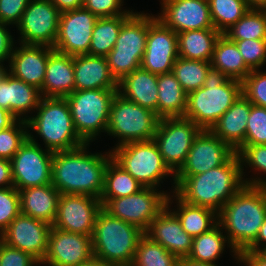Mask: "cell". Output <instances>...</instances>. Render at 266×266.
Listing matches in <instances>:
<instances>
[{"label":"cell","mask_w":266,"mask_h":266,"mask_svg":"<svg viewBox=\"0 0 266 266\" xmlns=\"http://www.w3.org/2000/svg\"><path fill=\"white\" fill-rule=\"evenodd\" d=\"M89 145L53 152L51 184L61 194H84L100 199L112 153H90Z\"/></svg>","instance_id":"1"},{"label":"cell","mask_w":266,"mask_h":266,"mask_svg":"<svg viewBox=\"0 0 266 266\" xmlns=\"http://www.w3.org/2000/svg\"><path fill=\"white\" fill-rule=\"evenodd\" d=\"M235 153L224 165L193 176H175V193L185 202L217 213L244 186Z\"/></svg>","instance_id":"2"},{"label":"cell","mask_w":266,"mask_h":266,"mask_svg":"<svg viewBox=\"0 0 266 266\" xmlns=\"http://www.w3.org/2000/svg\"><path fill=\"white\" fill-rule=\"evenodd\" d=\"M266 218V187L244 185L218 212V224L240 254L257 238Z\"/></svg>","instance_id":"3"},{"label":"cell","mask_w":266,"mask_h":266,"mask_svg":"<svg viewBox=\"0 0 266 266\" xmlns=\"http://www.w3.org/2000/svg\"><path fill=\"white\" fill-rule=\"evenodd\" d=\"M242 95V84L210 68L204 86L188 93L184 117L201 130H210L217 120Z\"/></svg>","instance_id":"4"},{"label":"cell","mask_w":266,"mask_h":266,"mask_svg":"<svg viewBox=\"0 0 266 266\" xmlns=\"http://www.w3.org/2000/svg\"><path fill=\"white\" fill-rule=\"evenodd\" d=\"M35 111V115H29L26 121L27 129L43 140L45 149L65 151L85 143L78 136L65 98L41 97Z\"/></svg>","instance_id":"5"},{"label":"cell","mask_w":266,"mask_h":266,"mask_svg":"<svg viewBox=\"0 0 266 266\" xmlns=\"http://www.w3.org/2000/svg\"><path fill=\"white\" fill-rule=\"evenodd\" d=\"M144 234L140 228L101 209L96 217L92 235L94 258L119 266H131L136 247Z\"/></svg>","instance_id":"6"},{"label":"cell","mask_w":266,"mask_h":266,"mask_svg":"<svg viewBox=\"0 0 266 266\" xmlns=\"http://www.w3.org/2000/svg\"><path fill=\"white\" fill-rule=\"evenodd\" d=\"M112 149V159L143 187L159 188L163 180L171 175L174 184L172 191L175 192V174L164 162L153 139L128 142Z\"/></svg>","instance_id":"7"},{"label":"cell","mask_w":266,"mask_h":266,"mask_svg":"<svg viewBox=\"0 0 266 266\" xmlns=\"http://www.w3.org/2000/svg\"><path fill=\"white\" fill-rule=\"evenodd\" d=\"M118 89L75 90L66 96L78 136L90 143L106 133L110 107Z\"/></svg>","instance_id":"8"},{"label":"cell","mask_w":266,"mask_h":266,"mask_svg":"<svg viewBox=\"0 0 266 266\" xmlns=\"http://www.w3.org/2000/svg\"><path fill=\"white\" fill-rule=\"evenodd\" d=\"M159 120L155 112L125 99L117 92L111 103L106 134L118 138L116 147L128 142L151 140Z\"/></svg>","instance_id":"9"},{"label":"cell","mask_w":266,"mask_h":266,"mask_svg":"<svg viewBox=\"0 0 266 266\" xmlns=\"http://www.w3.org/2000/svg\"><path fill=\"white\" fill-rule=\"evenodd\" d=\"M148 34V13L134 12L123 24L111 52L105 56L117 82L141 67Z\"/></svg>","instance_id":"10"},{"label":"cell","mask_w":266,"mask_h":266,"mask_svg":"<svg viewBox=\"0 0 266 266\" xmlns=\"http://www.w3.org/2000/svg\"><path fill=\"white\" fill-rule=\"evenodd\" d=\"M157 188L140 191L113 199H100L102 209L109 215L119 218L146 232L151 221L167 206L170 193Z\"/></svg>","instance_id":"11"},{"label":"cell","mask_w":266,"mask_h":266,"mask_svg":"<svg viewBox=\"0 0 266 266\" xmlns=\"http://www.w3.org/2000/svg\"><path fill=\"white\" fill-rule=\"evenodd\" d=\"M52 159L53 152L43 149L28 131V138L10 160L14 187L19 191L51 184Z\"/></svg>","instance_id":"12"},{"label":"cell","mask_w":266,"mask_h":266,"mask_svg":"<svg viewBox=\"0 0 266 266\" xmlns=\"http://www.w3.org/2000/svg\"><path fill=\"white\" fill-rule=\"evenodd\" d=\"M201 129L185 117L162 118L153 140L170 170L176 174L184 165L193 140Z\"/></svg>","instance_id":"13"},{"label":"cell","mask_w":266,"mask_h":266,"mask_svg":"<svg viewBox=\"0 0 266 266\" xmlns=\"http://www.w3.org/2000/svg\"><path fill=\"white\" fill-rule=\"evenodd\" d=\"M61 12L50 0H31L20 22L16 25L20 33L19 43L54 47Z\"/></svg>","instance_id":"14"},{"label":"cell","mask_w":266,"mask_h":266,"mask_svg":"<svg viewBox=\"0 0 266 266\" xmlns=\"http://www.w3.org/2000/svg\"><path fill=\"white\" fill-rule=\"evenodd\" d=\"M151 15L148 13V34L141 68L156 75L170 73L179 57L178 36L156 15Z\"/></svg>","instance_id":"15"},{"label":"cell","mask_w":266,"mask_h":266,"mask_svg":"<svg viewBox=\"0 0 266 266\" xmlns=\"http://www.w3.org/2000/svg\"><path fill=\"white\" fill-rule=\"evenodd\" d=\"M97 19L96 15L83 7L61 13L53 49L70 56L89 55Z\"/></svg>","instance_id":"16"},{"label":"cell","mask_w":266,"mask_h":266,"mask_svg":"<svg viewBox=\"0 0 266 266\" xmlns=\"http://www.w3.org/2000/svg\"><path fill=\"white\" fill-rule=\"evenodd\" d=\"M102 209L100 199L84 194H61L53 227L92 236L95 220Z\"/></svg>","instance_id":"17"},{"label":"cell","mask_w":266,"mask_h":266,"mask_svg":"<svg viewBox=\"0 0 266 266\" xmlns=\"http://www.w3.org/2000/svg\"><path fill=\"white\" fill-rule=\"evenodd\" d=\"M93 257L92 236L67 232L52 226L47 252L40 266H78Z\"/></svg>","instance_id":"18"},{"label":"cell","mask_w":266,"mask_h":266,"mask_svg":"<svg viewBox=\"0 0 266 266\" xmlns=\"http://www.w3.org/2000/svg\"><path fill=\"white\" fill-rule=\"evenodd\" d=\"M227 143L210 130H201L193 140L186 161L175 176H193L224 165L234 154Z\"/></svg>","instance_id":"19"},{"label":"cell","mask_w":266,"mask_h":266,"mask_svg":"<svg viewBox=\"0 0 266 266\" xmlns=\"http://www.w3.org/2000/svg\"><path fill=\"white\" fill-rule=\"evenodd\" d=\"M51 225L19 214L0 235L7 245L29 253L39 263L46 255Z\"/></svg>","instance_id":"20"},{"label":"cell","mask_w":266,"mask_h":266,"mask_svg":"<svg viewBox=\"0 0 266 266\" xmlns=\"http://www.w3.org/2000/svg\"><path fill=\"white\" fill-rule=\"evenodd\" d=\"M160 4L161 13L156 18L177 34L214 28L208 0H161Z\"/></svg>","instance_id":"21"},{"label":"cell","mask_w":266,"mask_h":266,"mask_svg":"<svg viewBox=\"0 0 266 266\" xmlns=\"http://www.w3.org/2000/svg\"><path fill=\"white\" fill-rule=\"evenodd\" d=\"M173 202L167 200V206L151 221L145 234L180 259L189 256L193 238L183 230L177 215L171 212Z\"/></svg>","instance_id":"22"},{"label":"cell","mask_w":266,"mask_h":266,"mask_svg":"<svg viewBox=\"0 0 266 266\" xmlns=\"http://www.w3.org/2000/svg\"><path fill=\"white\" fill-rule=\"evenodd\" d=\"M19 45L20 47L14 46L7 72L40 90L44 83L49 55L54 49L43 45Z\"/></svg>","instance_id":"23"},{"label":"cell","mask_w":266,"mask_h":266,"mask_svg":"<svg viewBox=\"0 0 266 266\" xmlns=\"http://www.w3.org/2000/svg\"><path fill=\"white\" fill-rule=\"evenodd\" d=\"M41 97L39 89L8 72L0 80V108L10 112L17 120L27 121L28 113H35Z\"/></svg>","instance_id":"24"},{"label":"cell","mask_w":266,"mask_h":266,"mask_svg":"<svg viewBox=\"0 0 266 266\" xmlns=\"http://www.w3.org/2000/svg\"><path fill=\"white\" fill-rule=\"evenodd\" d=\"M75 90L118 89L105 56H73Z\"/></svg>","instance_id":"25"},{"label":"cell","mask_w":266,"mask_h":266,"mask_svg":"<svg viewBox=\"0 0 266 266\" xmlns=\"http://www.w3.org/2000/svg\"><path fill=\"white\" fill-rule=\"evenodd\" d=\"M42 97L65 98L75 91L73 56L53 50L48 58Z\"/></svg>","instance_id":"26"},{"label":"cell","mask_w":266,"mask_h":266,"mask_svg":"<svg viewBox=\"0 0 266 266\" xmlns=\"http://www.w3.org/2000/svg\"><path fill=\"white\" fill-rule=\"evenodd\" d=\"M253 104L241 95L217 120L210 131L237 151L245 141L247 120Z\"/></svg>","instance_id":"27"},{"label":"cell","mask_w":266,"mask_h":266,"mask_svg":"<svg viewBox=\"0 0 266 266\" xmlns=\"http://www.w3.org/2000/svg\"><path fill=\"white\" fill-rule=\"evenodd\" d=\"M60 195L52 184L21 189L20 212L52 226L56 219Z\"/></svg>","instance_id":"28"},{"label":"cell","mask_w":266,"mask_h":266,"mask_svg":"<svg viewBox=\"0 0 266 266\" xmlns=\"http://www.w3.org/2000/svg\"><path fill=\"white\" fill-rule=\"evenodd\" d=\"M158 75L142 69L134 70L118 82V93L137 105L157 114Z\"/></svg>","instance_id":"29"},{"label":"cell","mask_w":266,"mask_h":266,"mask_svg":"<svg viewBox=\"0 0 266 266\" xmlns=\"http://www.w3.org/2000/svg\"><path fill=\"white\" fill-rule=\"evenodd\" d=\"M171 194L167 200L175 199L177 207V210L173 208L171 211L177 215L183 230L192 238L210 231L218 224V213L216 211L207 207L189 204L183 201L175 192L171 191Z\"/></svg>","instance_id":"30"},{"label":"cell","mask_w":266,"mask_h":266,"mask_svg":"<svg viewBox=\"0 0 266 266\" xmlns=\"http://www.w3.org/2000/svg\"><path fill=\"white\" fill-rule=\"evenodd\" d=\"M157 116L162 118L184 117L188 94L172 72L158 75Z\"/></svg>","instance_id":"31"},{"label":"cell","mask_w":266,"mask_h":266,"mask_svg":"<svg viewBox=\"0 0 266 266\" xmlns=\"http://www.w3.org/2000/svg\"><path fill=\"white\" fill-rule=\"evenodd\" d=\"M211 67L219 70L229 79L242 82L252 71L244 62L235 42L221 34L217 39L210 61Z\"/></svg>","instance_id":"32"},{"label":"cell","mask_w":266,"mask_h":266,"mask_svg":"<svg viewBox=\"0 0 266 266\" xmlns=\"http://www.w3.org/2000/svg\"><path fill=\"white\" fill-rule=\"evenodd\" d=\"M221 33L215 28L188 30L178 36V56L188 60L210 62Z\"/></svg>","instance_id":"33"},{"label":"cell","mask_w":266,"mask_h":266,"mask_svg":"<svg viewBox=\"0 0 266 266\" xmlns=\"http://www.w3.org/2000/svg\"><path fill=\"white\" fill-rule=\"evenodd\" d=\"M223 232L221 226L217 224L210 231L194 237L188 258L198 262L216 264L227 244L230 251L234 253V259L240 262L239 253L231 246L228 237Z\"/></svg>","instance_id":"34"},{"label":"cell","mask_w":266,"mask_h":266,"mask_svg":"<svg viewBox=\"0 0 266 266\" xmlns=\"http://www.w3.org/2000/svg\"><path fill=\"white\" fill-rule=\"evenodd\" d=\"M130 16L98 18L93 28L89 55L107 56L115 46L122 24Z\"/></svg>","instance_id":"35"},{"label":"cell","mask_w":266,"mask_h":266,"mask_svg":"<svg viewBox=\"0 0 266 266\" xmlns=\"http://www.w3.org/2000/svg\"><path fill=\"white\" fill-rule=\"evenodd\" d=\"M143 186L111 159L104 173V188L100 199L129 196L140 191Z\"/></svg>","instance_id":"36"},{"label":"cell","mask_w":266,"mask_h":266,"mask_svg":"<svg viewBox=\"0 0 266 266\" xmlns=\"http://www.w3.org/2000/svg\"><path fill=\"white\" fill-rule=\"evenodd\" d=\"M223 35L229 40L266 39V10L263 6H252Z\"/></svg>","instance_id":"37"},{"label":"cell","mask_w":266,"mask_h":266,"mask_svg":"<svg viewBox=\"0 0 266 266\" xmlns=\"http://www.w3.org/2000/svg\"><path fill=\"white\" fill-rule=\"evenodd\" d=\"M214 28L223 34L253 6L248 0H208Z\"/></svg>","instance_id":"38"},{"label":"cell","mask_w":266,"mask_h":266,"mask_svg":"<svg viewBox=\"0 0 266 266\" xmlns=\"http://www.w3.org/2000/svg\"><path fill=\"white\" fill-rule=\"evenodd\" d=\"M210 68V62L178 57L173 65L172 73L188 94L204 86Z\"/></svg>","instance_id":"39"},{"label":"cell","mask_w":266,"mask_h":266,"mask_svg":"<svg viewBox=\"0 0 266 266\" xmlns=\"http://www.w3.org/2000/svg\"><path fill=\"white\" fill-rule=\"evenodd\" d=\"M179 258L144 234L136 247L131 266H178Z\"/></svg>","instance_id":"40"},{"label":"cell","mask_w":266,"mask_h":266,"mask_svg":"<svg viewBox=\"0 0 266 266\" xmlns=\"http://www.w3.org/2000/svg\"><path fill=\"white\" fill-rule=\"evenodd\" d=\"M241 165V175L244 184L251 186L266 187V178L262 175L266 174V145H248L241 146L236 151ZM251 167L256 175L252 178H245L244 166ZM248 165V166H247ZM258 172V173H257ZM263 172V173H262ZM262 173V174H261ZM261 174V176H259ZM259 176V177H258Z\"/></svg>","instance_id":"41"},{"label":"cell","mask_w":266,"mask_h":266,"mask_svg":"<svg viewBox=\"0 0 266 266\" xmlns=\"http://www.w3.org/2000/svg\"><path fill=\"white\" fill-rule=\"evenodd\" d=\"M28 138L27 123L16 120L11 126L0 132V159L11 160L20 146Z\"/></svg>","instance_id":"42"},{"label":"cell","mask_w":266,"mask_h":266,"mask_svg":"<svg viewBox=\"0 0 266 266\" xmlns=\"http://www.w3.org/2000/svg\"><path fill=\"white\" fill-rule=\"evenodd\" d=\"M242 95L253 105L266 108V71L252 70L241 82Z\"/></svg>","instance_id":"43"},{"label":"cell","mask_w":266,"mask_h":266,"mask_svg":"<svg viewBox=\"0 0 266 266\" xmlns=\"http://www.w3.org/2000/svg\"><path fill=\"white\" fill-rule=\"evenodd\" d=\"M266 145V108L252 105L242 146Z\"/></svg>","instance_id":"44"},{"label":"cell","mask_w":266,"mask_h":266,"mask_svg":"<svg viewBox=\"0 0 266 266\" xmlns=\"http://www.w3.org/2000/svg\"><path fill=\"white\" fill-rule=\"evenodd\" d=\"M236 43L245 64L251 70H259L266 63V39L230 40Z\"/></svg>","instance_id":"45"},{"label":"cell","mask_w":266,"mask_h":266,"mask_svg":"<svg viewBox=\"0 0 266 266\" xmlns=\"http://www.w3.org/2000/svg\"><path fill=\"white\" fill-rule=\"evenodd\" d=\"M20 213L19 191L15 187L0 188V235Z\"/></svg>","instance_id":"46"},{"label":"cell","mask_w":266,"mask_h":266,"mask_svg":"<svg viewBox=\"0 0 266 266\" xmlns=\"http://www.w3.org/2000/svg\"><path fill=\"white\" fill-rule=\"evenodd\" d=\"M124 0H83V8L98 18L132 15L134 10L123 9Z\"/></svg>","instance_id":"47"},{"label":"cell","mask_w":266,"mask_h":266,"mask_svg":"<svg viewBox=\"0 0 266 266\" xmlns=\"http://www.w3.org/2000/svg\"><path fill=\"white\" fill-rule=\"evenodd\" d=\"M40 266L29 253L11 247L0 239V266Z\"/></svg>","instance_id":"48"},{"label":"cell","mask_w":266,"mask_h":266,"mask_svg":"<svg viewBox=\"0 0 266 266\" xmlns=\"http://www.w3.org/2000/svg\"><path fill=\"white\" fill-rule=\"evenodd\" d=\"M31 0H0V22L17 25Z\"/></svg>","instance_id":"49"},{"label":"cell","mask_w":266,"mask_h":266,"mask_svg":"<svg viewBox=\"0 0 266 266\" xmlns=\"http://www.w3.org/2000/svg\"><path fill=\"white\" fill-rule=\"evenodd\" d=\"M7 26L10 25L0 22V62L3 64L5 61L9 62L14 49L13 47L17 43L14 41Z\"/></svg>","instance_id":"50"},{"label":"cell","mask_w":266,"mask_h":266,"mask_svg":"<svg viewBox=\"0 0 266 266\" xmlns=\"http://www.w3.org/2000/svg\"><path fill=\"white\" fill-rule=\"evenodd\" d=\"M14 187L11 161L0 159V188Z\"/></svg>","instance_id":"51"},{"label":"cell","mask_w":266,"mask_h":266,"mask_svg":"<svg viewBox=\"0 0 266 266\" xmlns=\"http://www.w3.org/2000/svg\"><path fill=\"white\" fill-rule=\"evenodd\" d=\"M240 264L246 266H266V259L255 251H242L239 254ZM243 263V264H242Z\"/></svg>","instance_id":"52"},{"label":"cell","mask_w":266,"mask_h":266,"mask_svg":"<svg viewBox=\"0 0 266 266\" xmlns=\"http://www.w3.org/2000/svg\"><path fill=\"white\" fill-rule=\"evenodd\" d=\"M58 10L63 13L66 11L81 8L83 6V0H50Z\"/></svg>","instance_id":"53"},{"label":"cell","mask_w":266,"mask_h":266,"mask_svg":"<svg viewBox=\"0 0 266 266\" xmlns=\"http://www.w3.org/2000/svg\"><path fill=\"white\" fill-rule=\"evenodd\" d=\"M266 245V218L261 228L259 229L256 240L244 251L257 252L262 246Z\"/></svg>","instance_id":"54"},{"label":"cell","mask_w":266,"mask_h":266,"mask_svg":"<svg viewBox=\"0 0 266 266\" xmlns=\"http://www.w3.org/2000/svg\"><path fill=\"white\" fill-rule=\"evenodd\" d=\"M16 120L10 112L0 108V132L11 126Z\"/></svg>","instance_id":"55"},{"label":"cell","mask_w":266,"mask_h":266,"mask_svg":"<svg viewBox=\"0 0 266 266\" xmlns=\"http://www.w3.org/2000/svg\"><path fill=\"white\" fill-rule=\"evenodd\" d=\"M178 266H218V264L198 262L188 257H184L179 259Z\"/></svg>","instance_id":"56"},{"label":"cell","mask_w":266,"mask_h":266,"mask_svg":"<svg viewBox=\"0 0 266 266\" xmlns=\"http://www.w3.org/2000/svg\"><path fill=\"white\" fill-rule=\"evenodd\" d=\"M78 266H119V265L93 257L90 261Z\"/></svg>","instance_id":"57"},{"label":"cell","mask_w":266,"mask_h":266,"mask_svg":"<svg viewBox=\"0 0 266 266\" xmlns=\"http://www.w3.org/2000/svg\"><path fill=\"white\" fill-rule=\"evenodd\" d=\"M253 6H263L266 0H248Z\"/></svg>","instance_id":"58"},{"label":"cell","mask_w":266,"mask_h":266,"mask_svg":"<svg viewBox=\"0 0 266 266\" xmlns=\"http://www.w3.org/2000/svg\"><path fill=\"white\" fill-rule=\"evenodd\" d=\"M257 253L264 259H266V245L262 246Z\"/></svg>","instance_id":"59"},{"label":"cell","mask_w":266,"mask_h":266,"mask_svg":"<svg viewBox=\"0 0 266 266\" xmlns=\"http://www.w3.org/2000/svg\"><path fill=\"white\" fill-rule=\"evenodd\" d=\"M7 67L3 65V63L0 62V80L2 77L7 73Z\"/></svg>","instance_id":"60"}]
</instances>
